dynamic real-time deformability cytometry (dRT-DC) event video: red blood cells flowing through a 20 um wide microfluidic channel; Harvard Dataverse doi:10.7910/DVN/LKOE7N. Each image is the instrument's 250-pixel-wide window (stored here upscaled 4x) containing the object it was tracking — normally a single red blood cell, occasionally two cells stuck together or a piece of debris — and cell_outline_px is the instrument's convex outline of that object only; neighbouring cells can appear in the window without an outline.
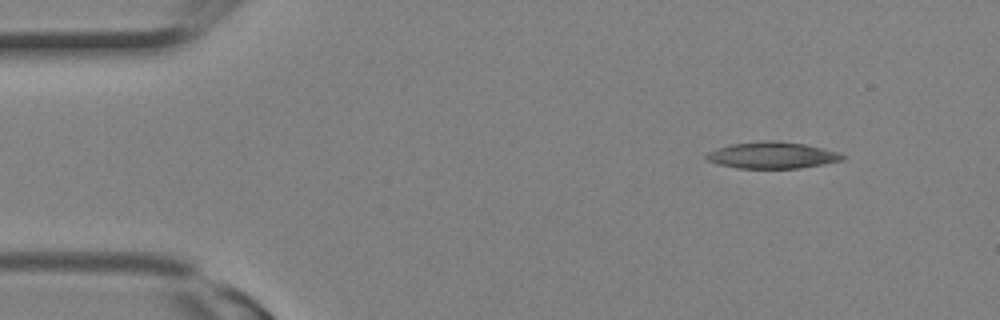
{"species": "Egyptian fruit bat (a non-hibernating species)", "species_latin": "Rousettus aegyptiacus", "temperature_condition": "room temperature", "stored_images_in_passage": 2, "camera_frame_rate_fps": 3000, "um_per_image_px": 0.085, "animal": {"sex": "female"}, "frame": {"image": 1, "passage_image": 1, "time_ms": 0.0, "image_size_px": [1000, 320], "cell_outline_px": [[844, 160], [800, 168], [736, 168], [720, 164], [708, 160], [704, 156], [708, 152], [716, 148], [732, 144], [764, 140], [768, 140], [804, 144], [840, 152], [844, 156]], "centroid_in_image_um": [65.64, 13.19], "position_along_channel_um": 19.4, "area_um2": 20.87}}